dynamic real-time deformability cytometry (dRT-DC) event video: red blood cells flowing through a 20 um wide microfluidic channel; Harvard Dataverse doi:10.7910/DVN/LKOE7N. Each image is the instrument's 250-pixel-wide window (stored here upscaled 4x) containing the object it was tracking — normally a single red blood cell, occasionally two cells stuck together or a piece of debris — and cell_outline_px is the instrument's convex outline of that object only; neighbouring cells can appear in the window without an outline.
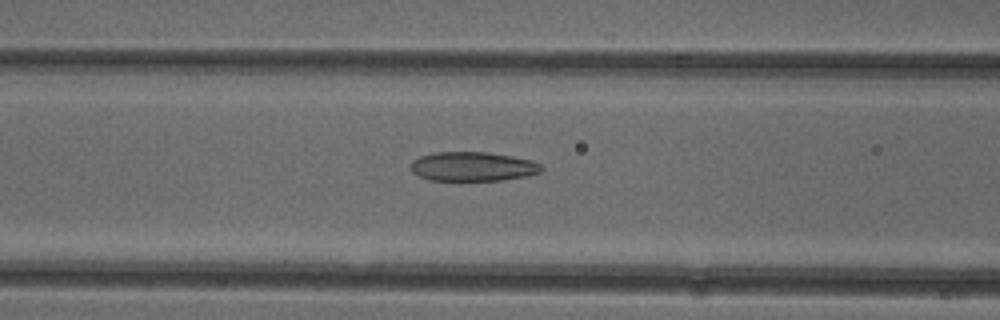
{"species": "common noctule bat (a hibernating species)", "species_latin": "Nyctalus noctula", "temperature_condition": "cold", "stored_images_in_passage": 52, "camera_frame_rate_fps": 3000, "um_per_image_px": 0.085, "animal": {"sex": "female"}, "frame": {"image": 1, "passage_image": 21, "time_ms": 6.667, "image_size_px": [1000, 320], "cell_outline_px": [[544, 168], [540, 172], [528, 176], [500, 180], [432, 180], [420, 176], [412, 172], [408, 164], [412, 160], [420, 156], [432, 152], [488, 152], [512, 156], [532, 160], [540, 164]], "centroid_in_image_um": [40.17, 14.14], "position_along_channel_um": 126.4, "area_um2": 22.43}}
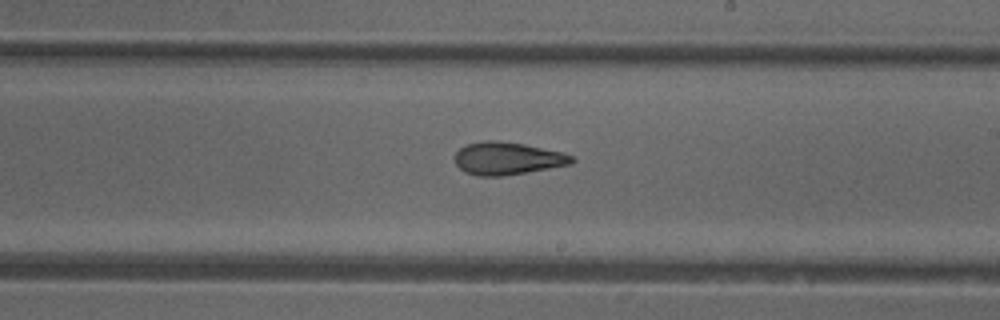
{"frame": {"image": 2, "passage_image": 30, "time_ms": 9.667, "image_size_px": [1000, 320], "cell_outline_px": [[576, 160], [572, 164], [504, 176], [480, 176], [464, 172], [456, 164], [456, 152], [460, 148], [468, 144], [484, 140], [492, 140], [524, 144], [564, 152], [572, 156]], "centroid_in_image_um": [43.16, 13.47], "position_along_channel_um": 245.8, "area_um2": 22.2}}
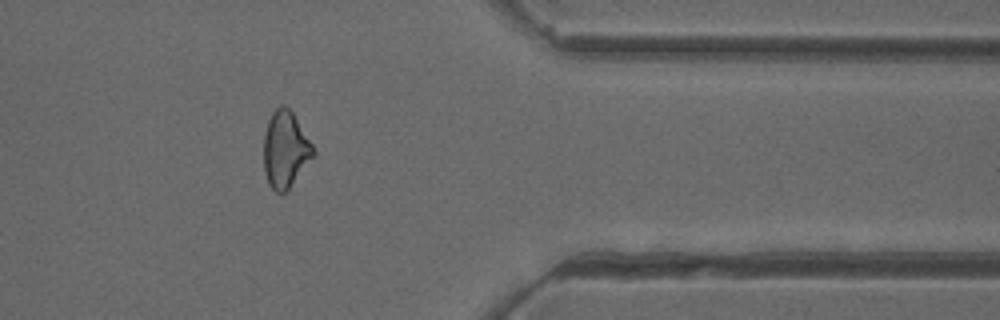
{"frame": {"image": 3, "passage_image": 42, "time_ms": 13.667, "image_size_px": [1000, 320], "cell_outline_px": [[316, 156], [288, 188], [284, 192], [276, 192], [268, 184], [264, 172], [264, 136], [268, 120], [272, 112], [280, 104], [284, 104], [292, 112], [312, 144], [316, 152]], "centroid_in_image_um": [24.26, 12.7], "position_along_channel_um": 387.1, "area_um2": 22.08}, "authors_computed_cell_mechanics": {"area_um2": 23.4379, "velocity_mm_per_s": 3.9766, "shape_relaxation_time_tau1_ms": 9.7842, "shape_relaxation_time_tau2_ms": 2.679, "deformation_change_tau1": 0.209, "deformation_change_tau2": 0.1069}}